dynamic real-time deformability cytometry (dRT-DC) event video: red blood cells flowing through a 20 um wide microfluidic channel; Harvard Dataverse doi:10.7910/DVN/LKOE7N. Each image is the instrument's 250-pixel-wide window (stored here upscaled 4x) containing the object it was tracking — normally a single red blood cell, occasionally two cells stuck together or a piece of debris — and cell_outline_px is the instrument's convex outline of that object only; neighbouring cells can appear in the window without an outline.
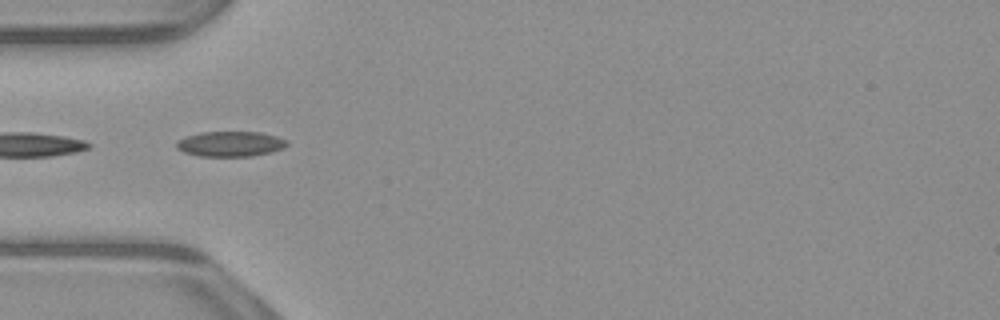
{"species": "common noctule bat (a hibernating species)", "species_latin": "Nyctalus noctula", "temperature_condition": "warm", "stored_images_in_passage": 11, "camera_frame_rate_fps": 3000, "um_per_image_px": 0.085, "animal": {"sex": "male", "body_mass_g": 23.1, "forearm_length_mm": 52.7}, "frame": {"image": 1, "passage_image": 2, "time_ms": 0.333, "image_size_px": [1000, 320], "cell_outline_px": [[288, 144], [284, 148], [272, 152], [252, 156], [200, 156], [184, 152], [176, 148], [176, 140], [184, 136], [200, 132], [260, 132], [276, 136], [288, 140]], "centroid_in_image_um": [19.57, 12.23], "position_along_channel_um": 65.4, "area_um2": 16.42}}
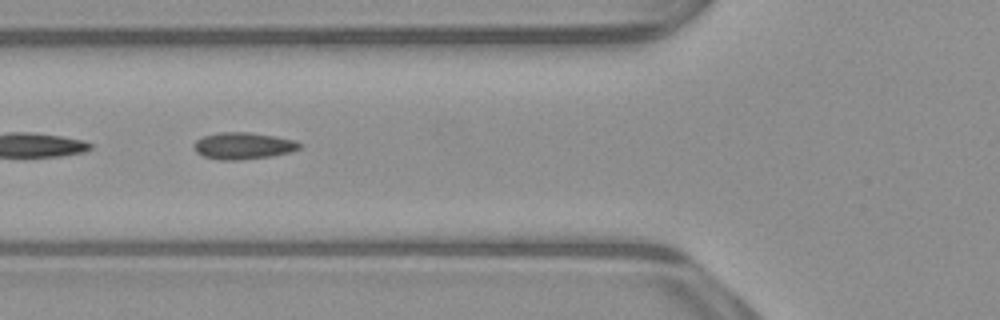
{"frame": {"image": 2, "passage_image": 5, "time_ms": 1.333, "image_size_px": [1000, 320], "cell_outline_px": [[304, 144], [300, 148], [288, 152], [268, 156], [236, 160], [220, 160], [204, 156], [196, 152], [196, 140], [204, 136], [220, 132], [248, 132], [276, 136], [296, 140]], "centroid_in_image_um": [20.71, 12.38], "position_along_channel_um": 105.1, "area_um2": 16.24}}
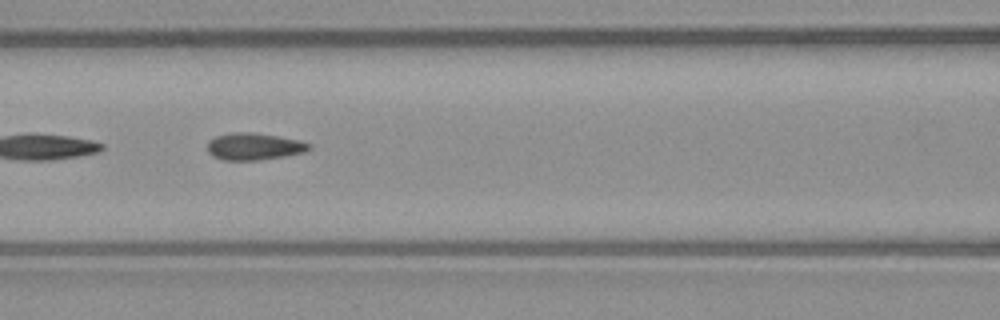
{"frame": {"image": 3, "passage_image": 8, "time_ms": 2.333, "image_size_px": [1000, 320], "cell_outline_px": [[312, 148], [304, 152], [284, 156], [256, 160], [224, 160], [212, 156], [208, 152], [208, 140], [216, 136], [232, 132], [252, 132], [300, 140], [312, 144]], "centroid_in_image_um": [21.59, 12.44], "position_along_channel_um": 145.0, "area_um2": 16.01}}